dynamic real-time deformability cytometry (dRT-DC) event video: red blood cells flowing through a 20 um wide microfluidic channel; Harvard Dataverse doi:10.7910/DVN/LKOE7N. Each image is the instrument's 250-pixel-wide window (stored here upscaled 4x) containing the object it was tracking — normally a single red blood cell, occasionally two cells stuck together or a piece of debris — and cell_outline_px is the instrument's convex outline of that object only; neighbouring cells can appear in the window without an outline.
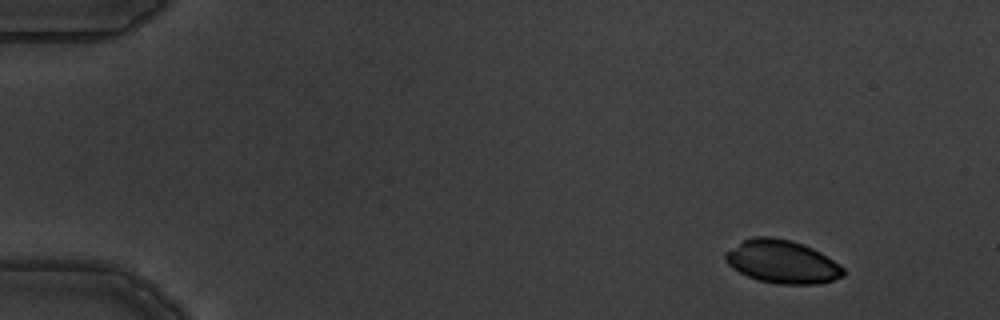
{"species": "common noctule bat (a hibernating species)", "species_latin": "Nyctalus noctula", "temperature_condition": "warm", "stored_images_in_passage": 5, "camera_frame_rate_fps": 3000, "um_per_image_px": 0.085, "animal": {"sex": "male", "body_mass_g": 19.5, "forearm_length_mm": 54.6}, "frame": {"image": 1, "passage_image": 2, "time_ms": 1.0, "image_size_px": [1000, 320], "cell_outline_px": [[844, 276], [832, 280], [816, 284], [780, 284], [760, 280], [748, 276], [732, 268], [724, 260], [724, 252], [744, 240], [756, 236], [772, 236], [792, 240], [804, 244], [820, 252], [840, 264], [844, 268]], "centroid_in_image_um": [66.48, 22.23], "position_along_channel_um": 18.5, "area_um2": 29.65}}